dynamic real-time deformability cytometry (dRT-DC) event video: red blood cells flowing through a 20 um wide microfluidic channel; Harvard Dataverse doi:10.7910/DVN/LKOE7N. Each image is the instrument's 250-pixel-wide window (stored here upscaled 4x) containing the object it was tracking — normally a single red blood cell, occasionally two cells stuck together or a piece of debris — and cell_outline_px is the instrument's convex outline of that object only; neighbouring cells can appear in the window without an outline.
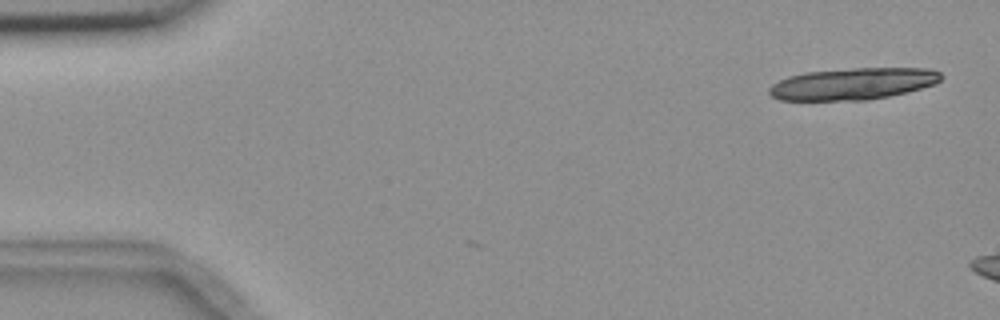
{"species": "common noctule bat (a hibernating species)", "species_latin": "Nyctalus noctula", "temperature_condition": "room temperature", "stored_images_in_passage": 3, "camera_frame_rate_fps": 3000, "um_per_image_px": 0.085, "animal": {"sex": "female", "body_mass_g": 18.4}, "frame": {"image": 1, "passage_image": 1, "time_ms": 0.0, "image_size_px": [1000, 320], "cell_outline_px": [[944, 76], [936, 84], [888, 96], [868, 100], [780, 100], [772, 96], [768, 92], [768, 88], [772, 84], [788, 76], [804, 72], [852, 68], [932, 68], [940, 72]], "centroid_in_image_um": [72.5, 7.11], "position_along_channel_um": 12.5, "area_um2": 31.91}}